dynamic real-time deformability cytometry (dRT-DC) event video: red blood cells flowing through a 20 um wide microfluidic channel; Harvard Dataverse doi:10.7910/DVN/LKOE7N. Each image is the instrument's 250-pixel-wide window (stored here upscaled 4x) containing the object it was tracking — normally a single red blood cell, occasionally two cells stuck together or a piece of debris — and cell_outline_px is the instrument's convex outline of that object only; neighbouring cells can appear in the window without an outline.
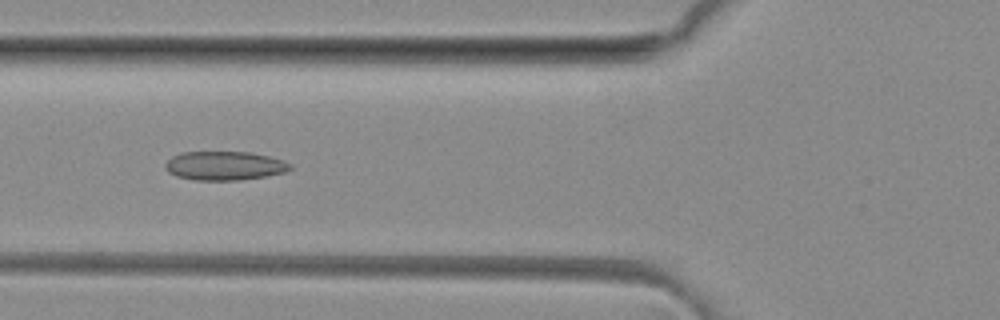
{"species": "common noctule bat (a hibernating species)", "species_latin": "Nyctalus noctula", "temperature_condition": "room temperature", "stored_images_in_passage": 45, "camera_frame_rate_fps": 3000, "um_per_image_px": 0.085, "animal": {"sex": "female", "body_mass_g": 29.2, "forearm_length_mm": 56.3}, "frame": {"image": 1, "passage_image": 14, "time_ms": 4.333, "image_size_px": [1000, 320], "cell_outline_px": [[292, 168], [288, 172], [240, 180], [192, 180], [176, 176], [168, 172], [164, 168], [164, 164], [172, 156], [184, 152], [252, 152], [284, 160], [292, 164]], "centroid_in_image_um": [19.1, 14.09], "position_along_channel_um": 106.7, "area_um2": 21.21}}
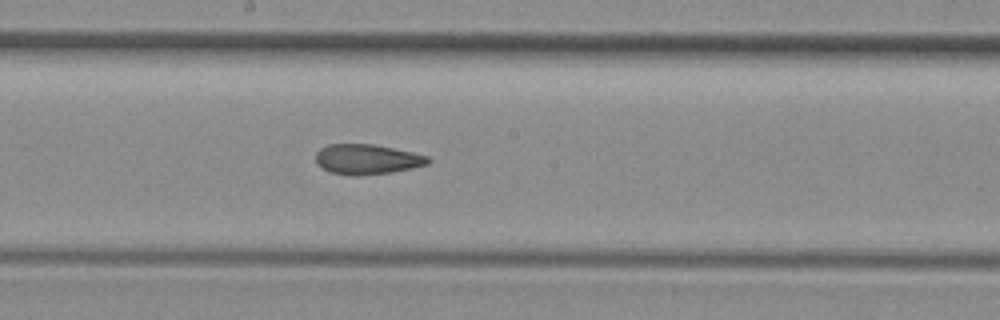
{"frame": {"image": 2, "passage_image": 22, "time_ms": 7.0, "image_size_px": [1000, 320], "cell_outline_px": [[432, 160], [428, 164], [412, 168], [392, 172], [360, 176], [352, 176], [328, 172], [320, 168], [316, 164], [316, 152], [320, 148], [328, 144], [372, 144], [412, 152], [428, 156]], "centroid_in_image_um": [31.16, 13.55], "position_along_channel_um": 217.0, "area_um2": 19.94}}
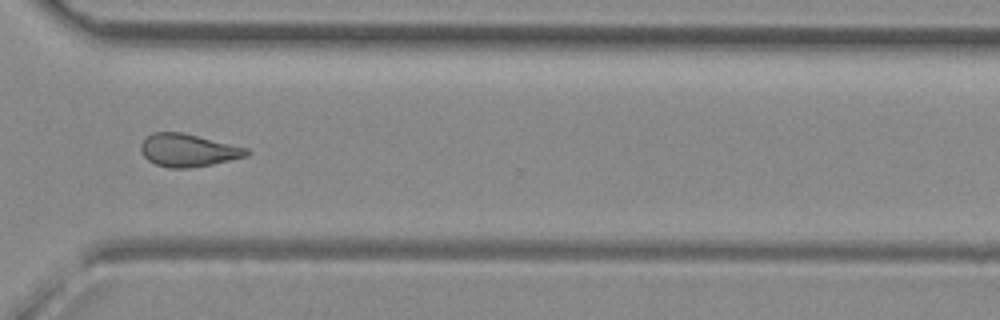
{"frame": {"image": 3, "passage_image": 32, "time_ms": 10.333, "image_size_px": [1000, 320], "cell_outline_px": [[252, 152], [248, 156], [212, 164], [188, 168], [168, 168], [156, 164], [148, 160], [140, 152], [140, 144], [152, 132], [180, 132], [248, 148]], "centroid_in_image_um": [15.98, 12.78], "position_along_channel_um": 354.6, "area_um2": 20.11}, "authors_computed_cell_mechanics": {"area_um2": 20.23, "velocity_mm_per_s": 4.1274, "shape_relaxation_time_tau1_ms": null, "shape_relaxation_time_tau2_ms": 3.4159, "deformation_change_tau1": null, "deformation_change_tau2": 0.0783}}